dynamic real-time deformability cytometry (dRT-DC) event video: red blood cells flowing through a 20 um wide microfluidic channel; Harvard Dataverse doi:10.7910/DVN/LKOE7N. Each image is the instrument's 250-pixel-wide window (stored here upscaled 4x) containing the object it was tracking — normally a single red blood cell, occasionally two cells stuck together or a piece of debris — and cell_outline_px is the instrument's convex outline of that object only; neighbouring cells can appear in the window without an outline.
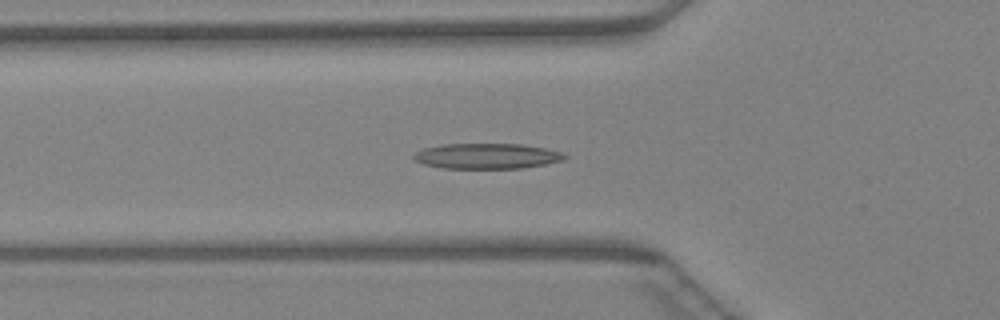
{"species": "Egyptian fruit bat (a non-hibernating species)", "species_latin": "Rousettus aegyptiacus", "temperature_condition": "warm", "stored_images_in_passage": 43, "segment_of_instrument_passage": [1, 2], "camera_frame_rate_fps": 3000, "um_per_image_px": 0.085, "animal": {"sex": "female"}, "frame": {"image": 1, "passage_image": 12, "time_ms": 3.667, "image_size_px": [1000, 320], "cell_outline_px": [[568, 156], [560, 160], [544, 164], [524, 168], [444, 168], [424, 164], [416, 160], [412, 156], [416, 152], [424, 148], [440, 144], [520, 144], [544, 148], [564, 152]], "centroid_in_image_um": [41.38, 13.26], "position_along_channel_um": 84.4, "area_um2": 22.2}}
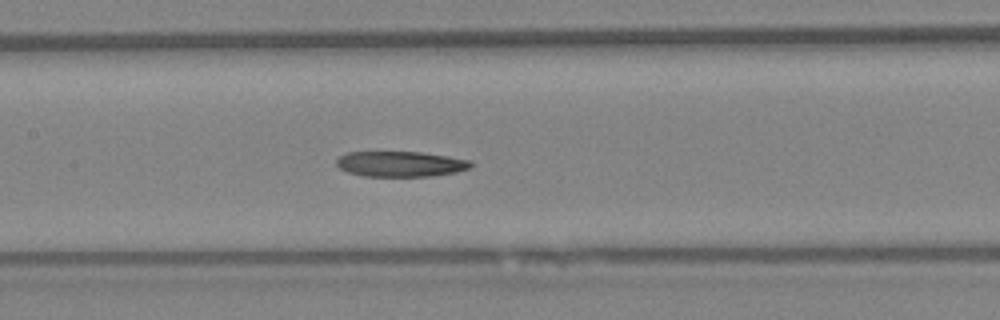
{"frame": {"image": 2, "passage_image": 18, "time_ms": 5.667, "image_size_px": [1000, 320], "cell_outline_px": [[472, 168], [456, 172], [432, 176], [364, 176], [348, 172], [340, 168], [336, 164], [336, 160], [340, 156], [348, 152], [420, 152], [448, 156], [472, 160]], "centroid_in_image_um": [34.08, 13.94], "position_along_channel_um": 173.3, "area_um2": 19.94}}
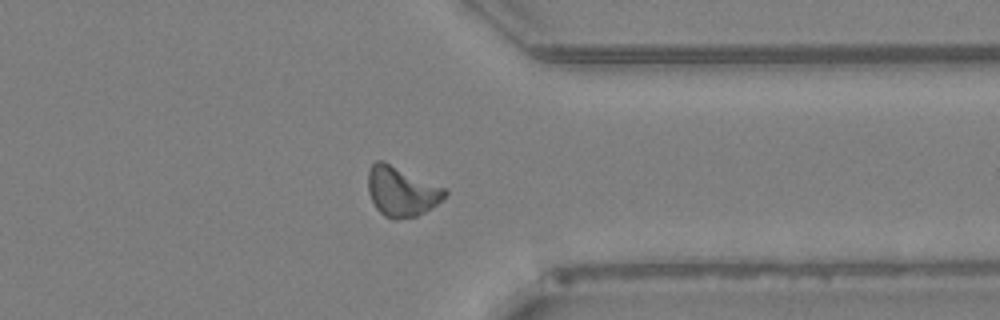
{"frame": {"image": 3, "passage_image": 32, "time_ms": 10.333, "image_size_px": [1000, 320], "cell_outline_px": [[448, 192], [436, 204], [424, 212], [416, 216], [396, 220], [392, 220], [384, 216], [376, 208], [368, 192], [368, 172], [372, 164], [376, 160], [384, 160], [444, 188]], "centroid_in_image_um": [34.08, 16.27], "position_along_channel_um": 377.3, "area_um2": 22.14}}